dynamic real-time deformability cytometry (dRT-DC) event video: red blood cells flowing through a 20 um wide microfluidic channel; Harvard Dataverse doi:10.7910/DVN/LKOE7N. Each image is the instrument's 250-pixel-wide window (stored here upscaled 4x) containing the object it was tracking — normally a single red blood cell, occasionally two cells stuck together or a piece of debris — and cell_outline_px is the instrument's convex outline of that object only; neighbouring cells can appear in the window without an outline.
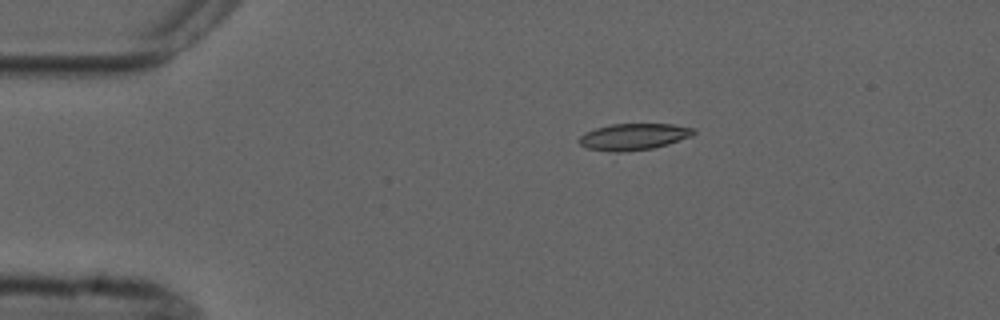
{"species": "common noctule bat (a hibernating species)", "species_latin": "Nyctalus noctula", "temperature_condition": "cold", "stored_images_in_passage": 5, "segment_of_instrument_passage": [2, 2], "camera_frame_rate_fps": 3000, "um_per_image_px": 0.085, "animal": {"sex": "male", "forearm_length_mm": 52.5}, "frame": {"image": 1, "passage_image": 5, "time_ms": 8.667, "image_size_px": [1000, 320], "cell_outline_px": [[696, 132], [692, 136], [668, 144], [652, 148], [624, 152], [608, 152], [588, 148], [580, 144], [576, 140], [584, 132], [596, 128], [612, 124], [672, 124], [696, 128]], "centroid_in_image_um": [53.85, 11.62], "position_along_channel_um": 31.2, "area_um2": 17.86}}